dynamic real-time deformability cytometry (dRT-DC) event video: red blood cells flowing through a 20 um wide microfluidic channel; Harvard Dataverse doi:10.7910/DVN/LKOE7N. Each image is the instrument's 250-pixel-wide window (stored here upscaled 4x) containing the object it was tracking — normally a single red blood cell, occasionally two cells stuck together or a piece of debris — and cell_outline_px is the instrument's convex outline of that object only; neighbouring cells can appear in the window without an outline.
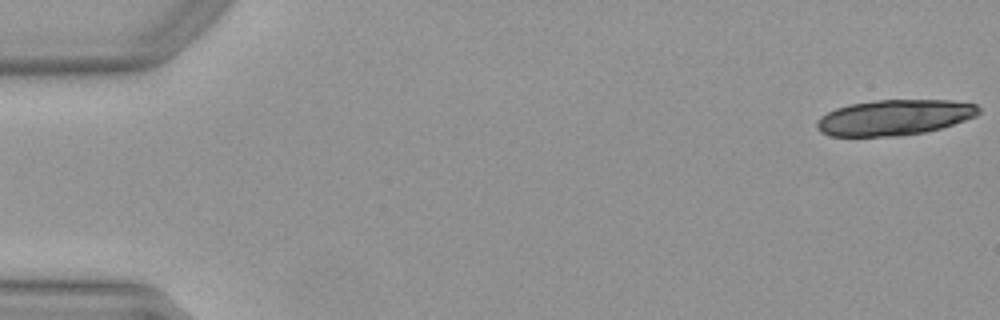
{"species": "Egyptian fruit bat (a non-hibernating species)", "species_latin": "Rousettus aegyptiacus", "temperature_condition": "warm", "stored_images_in_passage": 19, "camera_frame_rate_fps": 3000, "um_per_image_px": 0.085, "animal": {"sex": "female"}, "frame": {"image": 1, "passage_image": 1, "time_ms": 0.0, "image_size_px": [1000, 320], "cell_outline_px": [[980, 112], [976, 116], [940, 128], [924, 132], [900, 136], [828, 136], [820, 132], [816, 128], [816, 120], [820, 116], [836, 108], [848, 104], [876, 100], [952, 100], [976, 104], [980, 108]], "centroid_in_image_um": [75.98, 9.98], "position_along_channel_um": 9.0, "area_um2": 33.7}}